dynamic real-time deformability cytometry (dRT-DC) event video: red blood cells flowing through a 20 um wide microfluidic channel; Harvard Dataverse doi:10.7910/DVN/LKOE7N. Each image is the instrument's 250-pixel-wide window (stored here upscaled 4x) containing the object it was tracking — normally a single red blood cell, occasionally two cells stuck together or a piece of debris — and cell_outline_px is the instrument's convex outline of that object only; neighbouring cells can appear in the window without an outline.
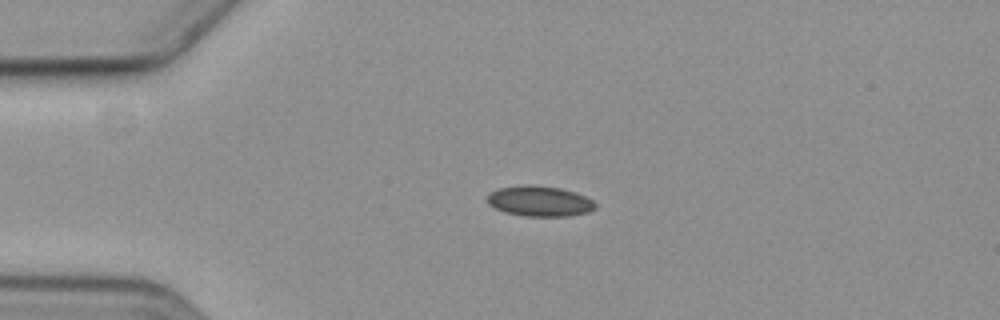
{"species": "common noctule bat (a hibernating species)", "species_latin": "Nyctalus noctula", "temperature_condition": "cold", "stored_images_in_passage": 5, "camera_frame_rate_fps": 3000, "um_per_image_px": 0.085, "animal": {"sex": "female", "body_mass_g": 19.3, "forearm_length_mm": 54.1}, "frame": {"image": 1, "passage_image": 4, "time_ms": 3.333, "image_size_px": [1000, 320], "cell_outline_px": [[596, 208], [588, 212], [568, 216], [524, 216], [504, 212], [488, 204], [488, 196], [492, 192], [500, 188], [524, 184], [532, 184], [560, 188], [576, 192], [592, 200], [596, 204]], "centroid_in_image_um": [45.88, 17.09], "position_along_channel_um": 39.1, "area_um2": 19.13}}